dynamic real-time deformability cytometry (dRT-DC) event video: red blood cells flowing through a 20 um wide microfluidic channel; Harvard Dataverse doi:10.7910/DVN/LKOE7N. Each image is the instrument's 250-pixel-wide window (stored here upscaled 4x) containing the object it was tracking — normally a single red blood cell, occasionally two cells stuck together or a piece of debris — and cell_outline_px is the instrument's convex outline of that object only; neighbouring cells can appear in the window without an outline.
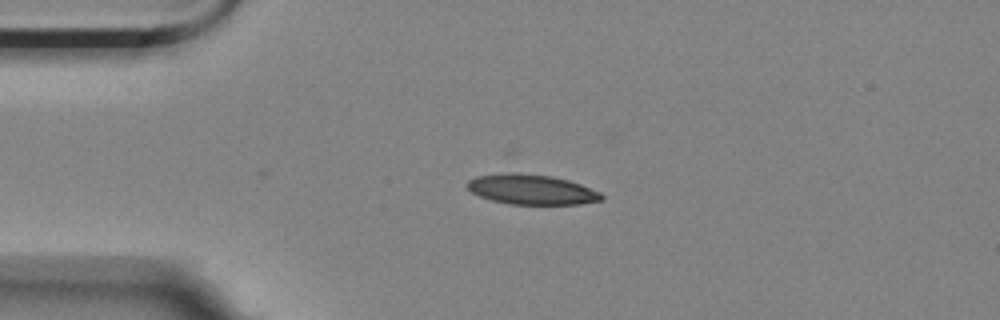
{"species": "Egyptian fruit bat (a non-hibernating species)", "species_latin": "Rousettus aegyptiacus", "temperature_condition": "room temperature", "stored_images_in_passage": 35, "camera_frame_rate_fps": 3000, "um_per_image_px": 0.085, "animal": {"sex": "female"}, "frame": {"image": 1, "passage_image": 1, "time_ms": 0.0, "image_size_px": [1000, 320], "cell_outline_px": [[604, 200], [580, 204], [512, 204], [492, 200], [480, 196], [472, 192], [464, 184], [468, 180], [476, 176], [512, 168], [552, 176], [568, 180], [580, 184], [600, 192], [604, 196]], "centroid_in_image_um": [45.12, 16.04], "position_along_channel_um": 39.9, "area_um2": 24.57}}
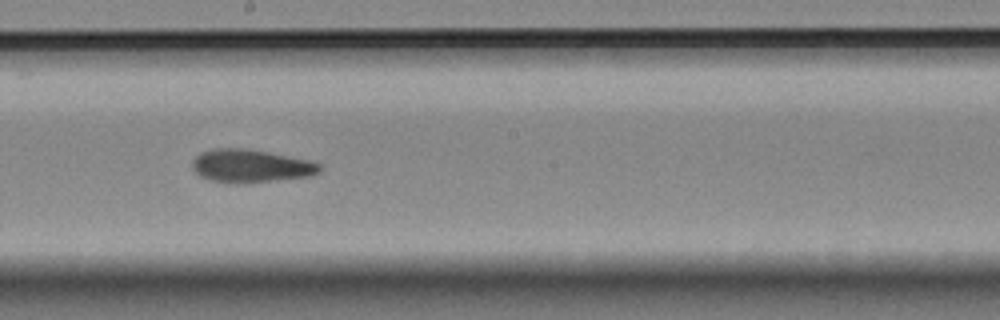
{"frame": {"image": 2, "passage_image": 19, "time_ms": 6.0, "image_size_px": [1000, 320], "cell_outline_px": [[320, 172], [308, 176], [248, 184], [236, 184], [208, 180], [200, 176], [192, 168], [192, 160], [200, 152], [212, 148], [240, 148], [268, 152], [308, 160], [320, 164]], "centroid_in_image_um": [21.25, 14.12], "position_along_channel_um": 226.9, "area_um2": 24.68}}
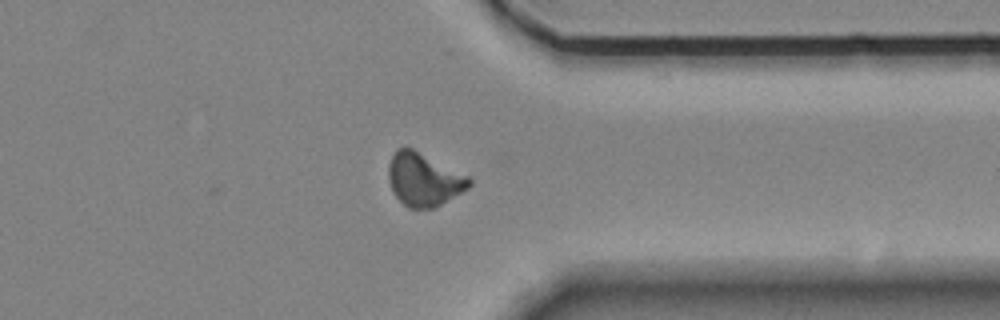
{"frame": {"image": 3, "passage_image": 32, "time_ms": 10.333, "image_size_px": [1000, 320], "cell_outline_px": [[472, 184], [468, 188], [440, 204], [432, 208], [408, 208], [392, 192], [388, 180], [388, 164], [396, 148], [412, 148], [468, 176], [472, 180]], "centroid_in_image_um": [35.99, 15.25], "position_along_channel_um": 375.4, "area_um2": 24.68}, "authors_computed_cell_mechanics": {"area_um2": 24.5072, "velocity_mm_per_s": 3.5244, "shape_relaxation_time_tau1_ms": 8.1507, "shape_relaxation_time_tau2_ms": 4.5653, "deformation_change_tau1": 0.1701, "deformation_change_tau2": 0.1188}}